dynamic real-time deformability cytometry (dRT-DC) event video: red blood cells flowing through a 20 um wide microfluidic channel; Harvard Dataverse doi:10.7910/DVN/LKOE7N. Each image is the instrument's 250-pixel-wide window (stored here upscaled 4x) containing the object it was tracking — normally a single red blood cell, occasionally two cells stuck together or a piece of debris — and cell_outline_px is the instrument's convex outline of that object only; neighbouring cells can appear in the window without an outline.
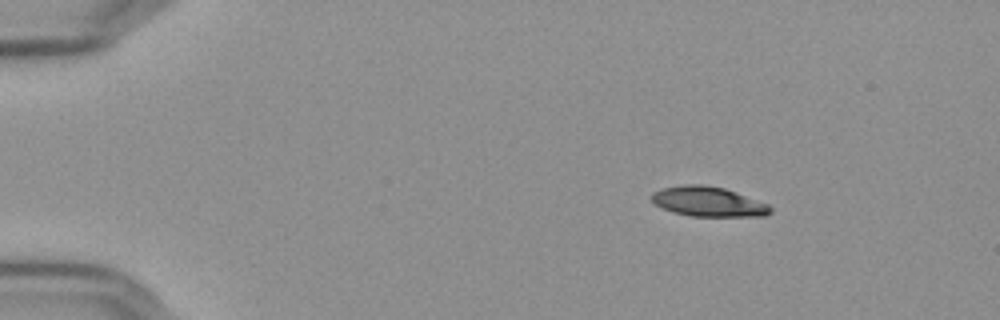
{"species": "Egyptian fruit bat (a non-hibernating species)", "species_latin": "Rousettus aegyptiacus", "temperature_condition": "cold", "stored_images_in_passage": 49, "camera_frame_rate_fps": 3000, "um_per_image_px": 0.085, "frame": {"image": 1, "passage_image": 1, "time_ms": 0.0, "image_size_px": [1000, 320], "cell_outline_px": [[772, 212], [764, 216], [688, 216], [672, 212], [656, 204], [652, 200], [652, 192], [664, 188], [684, 184], [704, 184], [724, 188], [736, 192], [768, 204], [772, 208]], "centroid_in_image_um": [60.21, 17.14], "position_along_channel_um": 24.8, "area_um2": 20.58}}
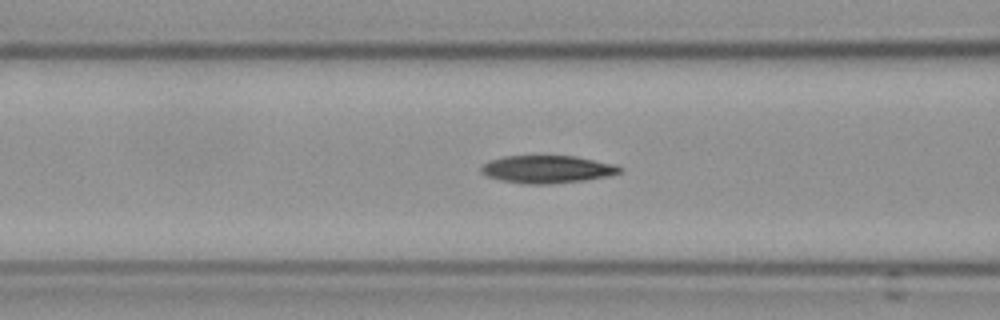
{"frame": {"image": 2, "passage_image": 16, "time_ms": 5.0, "image_size_px": [1000, 320], "cell_outline_px": [[620, 172], [608, 176], [584, 180], [548, 184], [528, 184], [500, 180], [488, 176], [480, 172], [480, 168], [488, 160], [504, 156], [576, 156], [616, 164], [620, 168]], "centroid_in_image_um": [46.49, 14.38], "position_along_channel_um": 120.1, "area_um2": 22.25}}
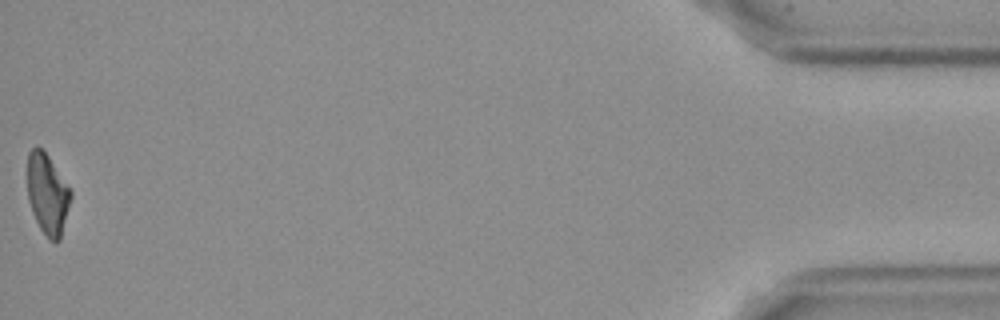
{"frame": {"image": 3, "passage_image": 49, "time_ms": 16.0, "image_size_px": [1000, 320], "cell_outline_px": [[72, 196], [60, 240], [56, 244], [48, 240], [40, 228], [32, 212], [28, 200], [28, 152], [32, 148], [40, 148], [48, 156], [72, 192]], "centroid_in_image_um": [4.04, 16.56], "position_along_channel_um": 431.2, "area_um2": 20.23}, "authors_computed_cell_mechanics": {"area_um2": 21.5594, "velocity_mm_per_s": 3.6387, "shape_relaxation_time_tau1_ms": 5.0264, "shape_relaxation_time_tau2_ms": 6.969, "deformation_change_tau1": 0.1797, "deformation_change_tau2": 0.1576}}